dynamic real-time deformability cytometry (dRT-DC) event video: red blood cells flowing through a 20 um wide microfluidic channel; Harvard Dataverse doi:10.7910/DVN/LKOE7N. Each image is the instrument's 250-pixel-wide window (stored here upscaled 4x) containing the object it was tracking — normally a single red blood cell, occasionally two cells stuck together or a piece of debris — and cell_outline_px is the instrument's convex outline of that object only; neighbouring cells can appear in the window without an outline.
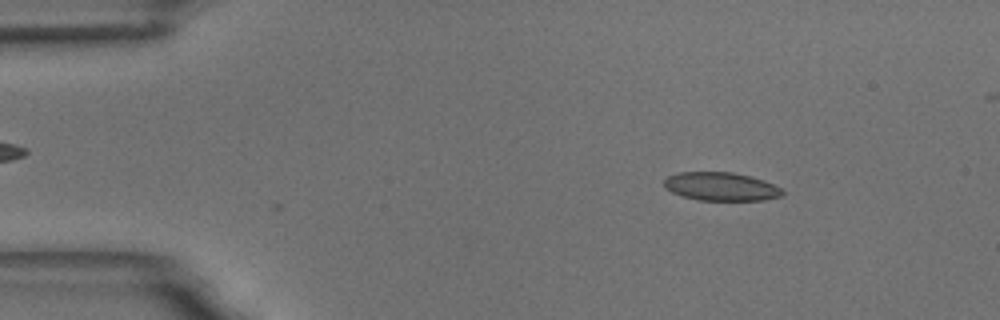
{"species": "common noctule bat (a hibernating species)", "species_latin": "Nyctalus noctula", "temperature_condition": "room temperature", "stored_images_in_passage": 4, "camera_frame_rate_fps": 3000, "um_per_image_px": 0.085, "animal": {"sex": "male", "body_mass_g": 18.8}, "frame": {"image": 1, "passage_image": 2, "time_ms": 1.0, "image_size_px": [1000, 320], "cell_outline_px": [[784, 196], [764, 200], [700, 200], [684, 196], [672, 192], [664, 188], [664, 180], [668, 176], [676, 172], [732, 172], [764, 180], [780, 188], [784, 192]], "centroid_in_image_um": [61.28, 15.85], "position_along_channel_um": 23.7, "area_um2": 19.54}}